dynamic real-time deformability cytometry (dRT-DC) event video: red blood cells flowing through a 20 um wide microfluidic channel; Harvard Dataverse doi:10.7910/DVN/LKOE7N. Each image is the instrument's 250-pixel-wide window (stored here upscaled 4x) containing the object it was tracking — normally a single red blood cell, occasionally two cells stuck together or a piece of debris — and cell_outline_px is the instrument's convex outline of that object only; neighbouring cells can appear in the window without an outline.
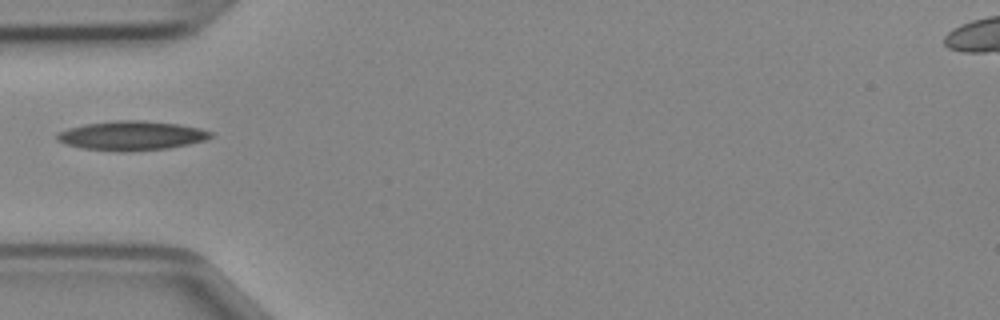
{"species": "Egyptian fruit bat (a non-hibernating species)", "species_latin": "Rousettus aegyptiacus", "temperature_condition": "cold", "stored_images_in_passage": 21, "camera_frame_rate_fps": 3000, "um_per_image_px": 0.085, "animal": {"sex": "female"}, "frame": {"image": 1, "passage_image": 1, "time_ms": 0.0, "image_size_px": [1000, 320], "cell_outline_px": [[212, 136], [204, 140], [188, 144], [168, 148], [128, 152], [116, 152], [80, 148], [56, 140], [56, 136], [60, 132], [68, 128], [84, 124], [116, 120], [140, 120], [180, 124], [200, 128], [212, 132]], "centroid_in_image_um": [11.17, 11.53], "position_along_channel_um": 73.8, "area_um2": 26.3}}